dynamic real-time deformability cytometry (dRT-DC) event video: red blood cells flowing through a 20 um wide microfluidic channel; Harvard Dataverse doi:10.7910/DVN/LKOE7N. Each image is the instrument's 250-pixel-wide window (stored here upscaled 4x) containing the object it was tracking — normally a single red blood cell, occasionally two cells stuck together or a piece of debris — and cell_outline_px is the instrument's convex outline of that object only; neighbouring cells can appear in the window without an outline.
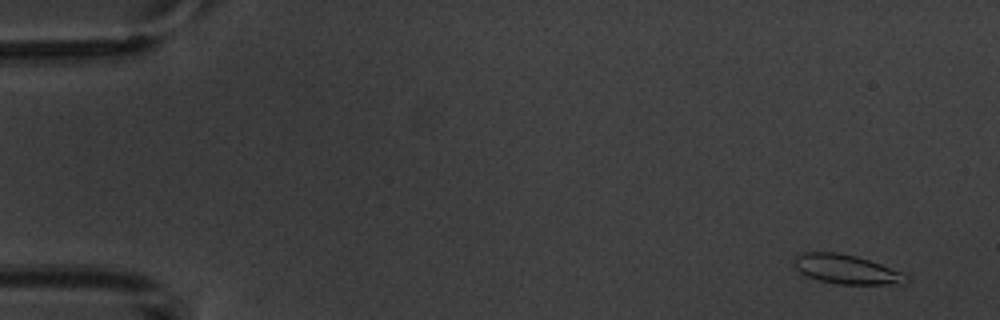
{"species": "common noctule bat (a hibernating species)", "species_latin": "Nyctalus noctula", "temperature_condition": "warm", "stored_images_in_passage": 4, "camera_frame_rate_fps": 3000, "um_per_image_px": 0.085, "animal": {"sex": "male", "body_mass_g": 20.1, "forearm_length_mm": 53.5}, "frame": {"image": 1, "passage_image": 1, "time_ms": 0.0, "image_size_px": [1000, 320], "cell_outline_px": [[912, 280], [884, 284], [836, 284], [820, 280], [808, 276], [800, 272], [792, 264], [796, 256], [804, 252], [836, 252], [856, 256], [880, 264], [900, 272], [908, 276]], "centroid_in_image_um": [71.88, 22.88], "position_along_channel_um": 13.1, "area_um2": 18.73}}
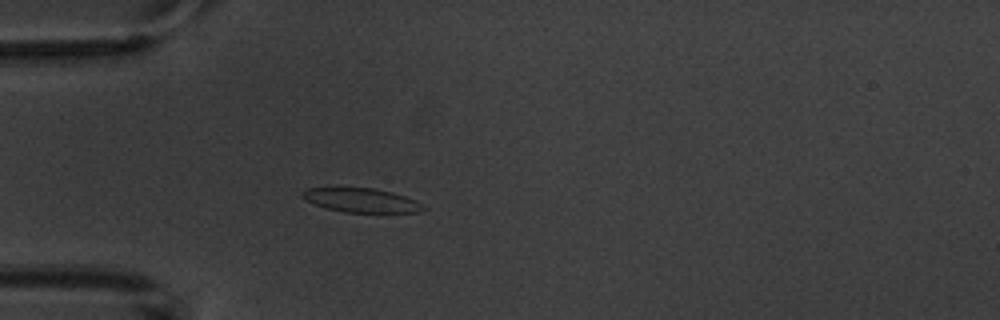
{"frame": {"image": 2, "passage_image": 4, "time_ms": 4.333, "image_size_px": [1000, 320], "cell_outline_px": [[428, 208], [420, 212], [344, 212], [328, 208], [304, 200], [300, 196], [300, 192], [304, 188], [336, 184], [372, 188], [392, 192], [416, 200], [424, 204]], "centroid_in_image_um": [30.61, 16.95], "position_along_channel_um": 54.4, "area_um2": 17.98}}